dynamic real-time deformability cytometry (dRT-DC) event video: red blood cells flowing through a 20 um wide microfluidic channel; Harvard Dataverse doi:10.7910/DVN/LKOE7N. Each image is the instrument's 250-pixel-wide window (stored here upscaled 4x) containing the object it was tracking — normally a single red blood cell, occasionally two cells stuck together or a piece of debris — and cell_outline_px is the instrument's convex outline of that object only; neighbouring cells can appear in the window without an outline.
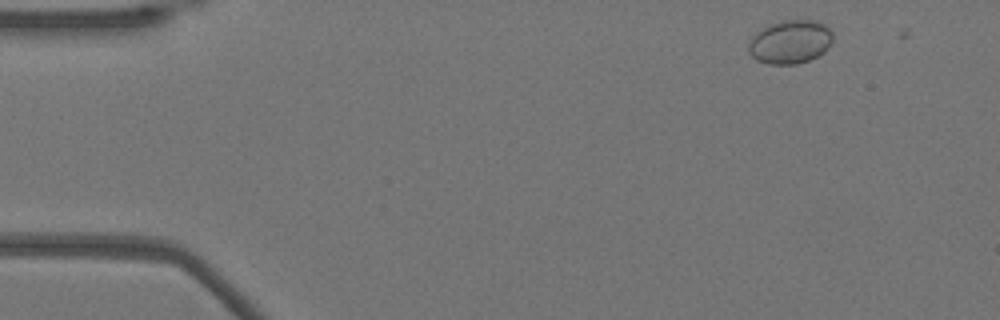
{"species": "Egyptian fruit bat (a non-hibernating species)", "species_latin": "Rousettus aegyptiacus", "temperature_condition": "warm", "stored_images_in_passage": 5, "camera_frame_rate_fps": 3000, "um_per_image_px": 0.085, "animal": {"sex": "female"}, "frame": {"image": 1, "passage_image": 3, "time_ms": 0.667, "image_size_px": [1000, 320], "cell_outline_px": [[832, 40], [828, 48], [824, 52], [808, 60], [796, 64], [768, 64], [756, 60], [748, 52], [748, 44], [752, 36], [756, 32], [768, 24], [784, 20], [816, 20], [824, 24], [832, 32]], "centroid_in_image_um": [67.14, 3.55], "position_along_channel_um": 17.9, "area_um2": 21.5}}